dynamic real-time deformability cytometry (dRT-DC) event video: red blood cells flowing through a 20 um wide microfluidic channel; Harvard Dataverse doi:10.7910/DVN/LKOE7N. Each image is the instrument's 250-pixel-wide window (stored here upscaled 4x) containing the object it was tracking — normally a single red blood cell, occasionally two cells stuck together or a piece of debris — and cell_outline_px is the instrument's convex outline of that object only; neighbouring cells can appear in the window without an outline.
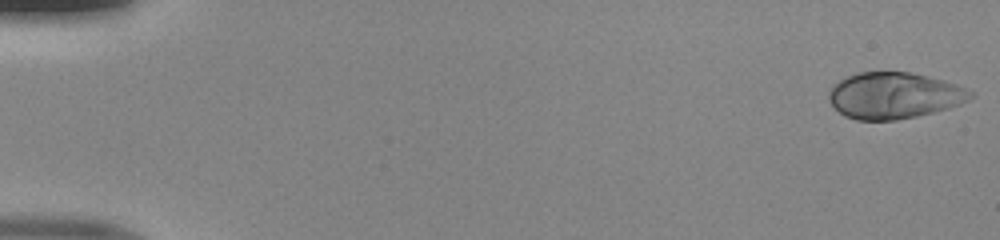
{"species": "human", "species_latin": "Homo sapiens", "temperature_condition": "room temperature", "stored_images_in_passage": 49, "camera_frame_rate_fps": 3000, "um_per_image_px": 0.085, "donor": {"sex": "male"}, "frame": {"image": 1, "passage_image": 1, "time_ms": 0.0, "image_size_px": [1000, 240], "cell_outline_px": [[972, 96], [968, 100], [960, 104], [948, 108], [916, 116], [896, 120], [856, 120], [844, 116], [832, 104], [828, 96], [828, 92], [832, 84], [856, 72], [912, 72], [944, 80], [956, 84], [972, 92]], "centroid_in_image_um": [75.97, 8.11], "position_along_channel_um": 9.0, "area_um2": 38.15}}
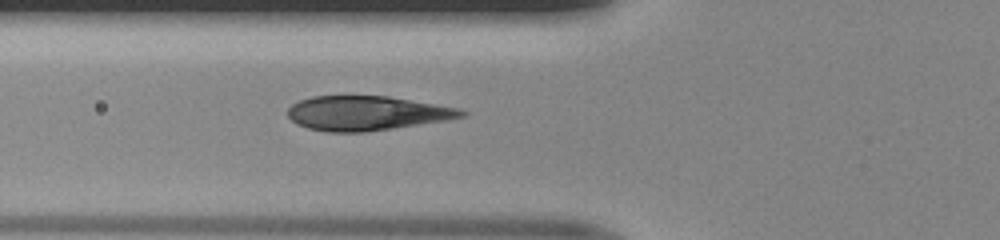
{"frame": {"image": 2, "passage_image": 19, "time_ms": 6.0, "image_size_px": [1000, 240], "cell_outline_px": [[468, 112], [464, 116], [448, 120], [364, 132], [328, 132], [308, 128], [296, 124], [288, 116], [288, 108], [292, 104], [300, 100], [312, 96], [388, 96], [460, 108]], "centroid_in_image_um": [31.17, 9.62], "position_along_channel_um": 94.6, "area_um2": 34.8}}
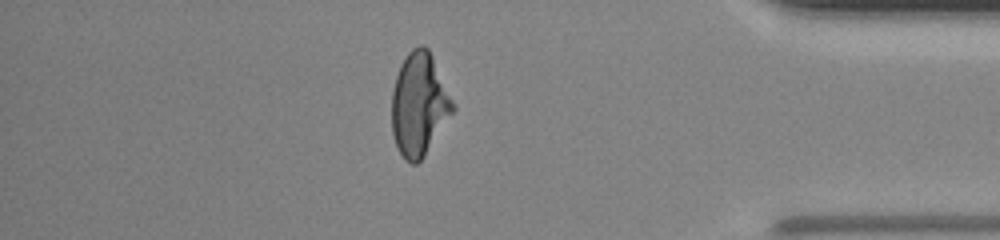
{"frame": {"image": 3, "passage_image": 43, "time_ms": 14.0, "image_size_px": [1000, 240], "cell_outline_px": [[456, 108], [424, 156], [416, 164], [412, 164], [404, 160], [396, 144], [392, 132], [392, 92], [396, 76], [400, 64], [408, 52], [412, 48], [420, 44], [424, 44], [428, 48], [456, 104]], "centroid_in_image_um": [35.64, 8.86], "position_along_channel_um": 399.6, "area_um2": 36.76}}